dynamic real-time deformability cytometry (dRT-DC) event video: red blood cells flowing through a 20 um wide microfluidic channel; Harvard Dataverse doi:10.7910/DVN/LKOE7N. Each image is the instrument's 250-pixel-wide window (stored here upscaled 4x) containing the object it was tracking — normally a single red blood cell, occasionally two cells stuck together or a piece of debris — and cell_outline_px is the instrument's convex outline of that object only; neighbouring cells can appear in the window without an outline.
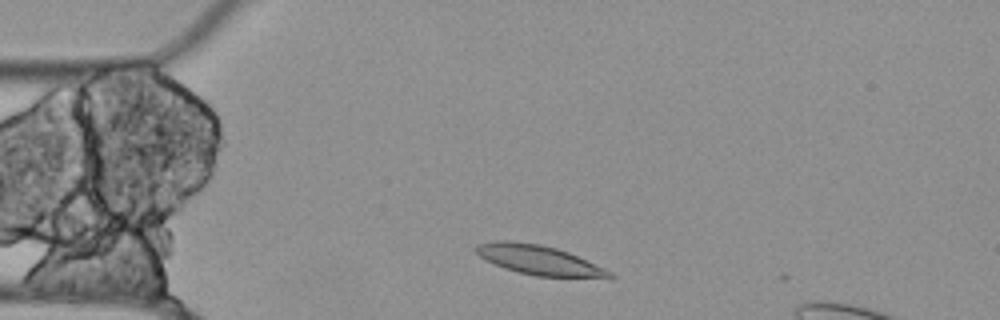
{"species": "Egyptian fruit bat (a non-hibernating species)", "species_latin": "Rousettus aegyptiacus", "temperature_condition": "cold", "stored_images_in_passage": 5, "camera_frame_rate_fps": 3000, "um_per_image_px": 0.085, "animal": {"sex": "female"}, "frame": {"image": 1, "passage_image": 4, "time_ms": 1.0, "image_size_px": [1000, 320], "cell_outline_px": [[616, 276], [536, 276], [504, 268], [480, 256], [472, 248], [476, 244], [496, 240], [512, 240], [540, 244], [556, 248], [568, 252], [604, 268], [612, 272]], "centroid_in_image_um": [45.7, 22.05], "position_along_channel_um": 39.3, "area_um2": 22.37}}